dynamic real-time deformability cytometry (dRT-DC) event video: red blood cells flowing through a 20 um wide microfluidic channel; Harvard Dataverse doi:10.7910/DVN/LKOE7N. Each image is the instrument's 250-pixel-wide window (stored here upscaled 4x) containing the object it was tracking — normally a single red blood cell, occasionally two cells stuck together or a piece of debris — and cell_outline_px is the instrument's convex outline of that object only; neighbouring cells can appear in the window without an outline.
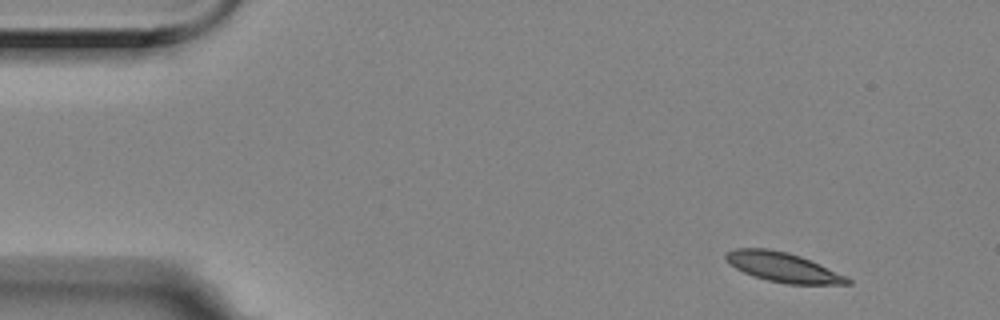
{"species": "Egyptian fruit bat (a non-hibernating species)", "species_latin": "Rousettus aegyptiacus", "temperature_condition": "room temperature", "stored_images_in_passage": 12, "camera_frame_rate_fps": 3000, "um_per_image_px": 0.085, "animal": {"sex": "female"}, "frame": {"image": 1, "passage_image": 1, "time_ms": 0.0, "image_size_px": [1000, 320], "cell_outline_px": [[852, 284], [788, 284], [768, 280], [752, 276], [736, 268], [724, 256], [728, 252], [736, 248], [768, 248], [788, 252], [800, 256], [848, 276], [852, 280]], "centroid_in_image_um": [66.6, 22.72], "position_along_channel_um": 18.4, "area_um2": 20.81}}
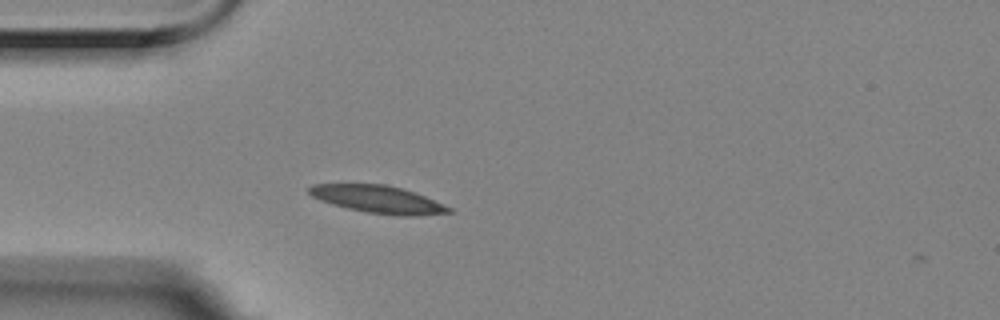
{"frame": {"image": 2, "passage_image": 11, "time_ms": 3.333, "image_size_px": [1000, 320], "cell_outline_px": [[452, 212], [420, 216], [400, 216], [368, 212], [348, 208], [332, 204], [320, 200], [312, 196], [308, 192], [308, 188], [312, 184], [384, 184], [416, 192], [444, 204], [452, 208]], "centroid_in_image_um": [32.16, 16.94], "position_along_channel_um": 52.8, "area_um2": 22.37}}